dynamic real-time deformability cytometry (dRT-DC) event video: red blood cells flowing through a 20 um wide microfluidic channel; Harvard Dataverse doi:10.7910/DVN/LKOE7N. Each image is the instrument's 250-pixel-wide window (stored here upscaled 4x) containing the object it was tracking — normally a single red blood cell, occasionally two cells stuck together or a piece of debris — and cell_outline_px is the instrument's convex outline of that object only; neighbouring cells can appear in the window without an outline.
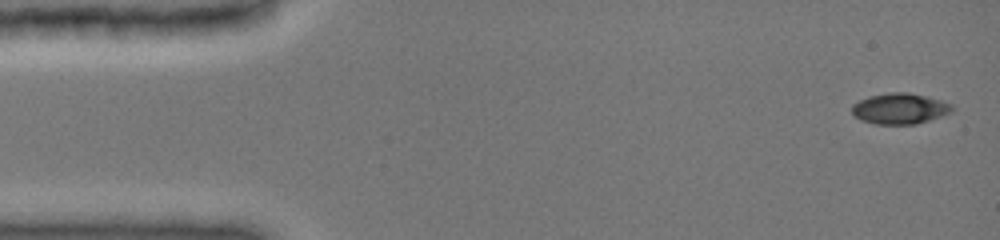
{"species": "common noctule bat (a hibernating species)", "species_latin": "Nyctalus noctula", "temperature_condition": "cold", "stored_images_in_passage": 30, "camera_frame_rate_fps": 3000, "um_per_image_px": 0.085, "animal": {"sex": "female", "body_mass_g": 19.0, "forearm_length_mm": 51.5}, "frame": {"image": 1, "passage_image": 1, "time_ms": 0.0, "image_size_px": [1000, 240], "cell_outline_px": [[952, 112], [916, 124], [876, 124], [860, 120], [852, 112], [852, 104], [868, 96], [888, 92], [908, 92], [928, 96], [952, 104]], "centroid_in_image_um": [76.47, 9.22], "position_along_channel_um": 8.5, "area_um2": 17.98}}
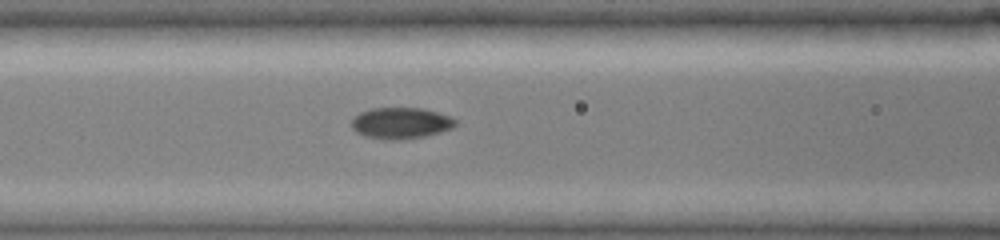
{"frame": {"image": 2, "passage_image": 13, "time_ms": 6.0, "image_size_px": [1000, 240], "cell_outline_px": [[456, 124], [452, 128], [428, 136], [400, 140], [384, 140], [364, 136], [356, 132], [352, 128], [352, 116], [360, 112], [372, 108], [424, 108], [448, 116], [456, 120]], "centroid_in_image_um": [34.04, 10.47], "position_along_channel_um": 132.6, "area_um2": 19.13}}
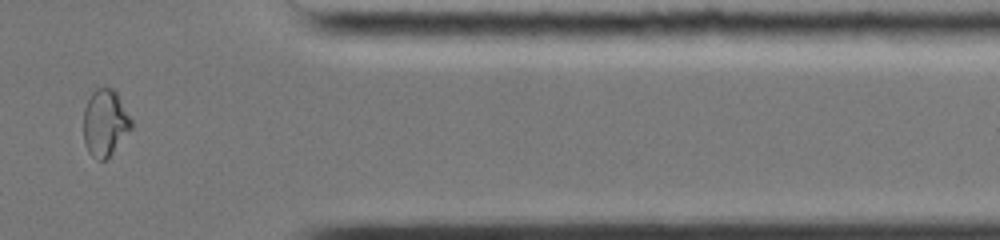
{"frame": {"image": 3, "passage_image": 26, "time_ms": 13.0, "image_size_px": [1000, 240], "cell_outline_px": [[132, 128], [112, 152], [104, 160], [100, 160], [92, 156], [88, 152], [84, 144], [84, 108], [92, 92], [96, 88], [112, 88], [116, 92], [132, 120]], "centroid_in_image_um": [8.92, 10.43], "position_along_channel_um": 402.5, "area_um2": 18.32}, "authors_computed_cell_mechanics": {"area_um2": 18.4093, "velocity_mm_per_s": 3.995, "shape_relaxation_time_tau1_ms": null, "shape_relaxation_time_tau2_ms": 1.8628, "deformation_change_tau1": null, "deformation_change_tau2": 0.0441}}